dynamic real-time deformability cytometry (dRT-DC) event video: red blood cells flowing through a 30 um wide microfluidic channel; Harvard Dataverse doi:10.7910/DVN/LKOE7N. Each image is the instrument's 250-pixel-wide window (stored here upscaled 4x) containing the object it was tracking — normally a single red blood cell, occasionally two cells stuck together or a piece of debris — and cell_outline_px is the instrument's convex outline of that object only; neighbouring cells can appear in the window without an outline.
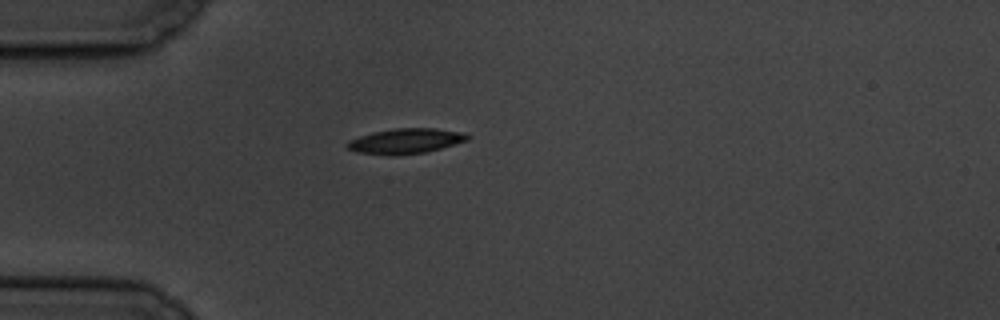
{"species": "common noctule bat (a hibernating species)", "species_latin": "Nyctalus noctula", "temperature_condition": "cold", "stored_images_in_passage": 7, "camera_frame_rate_fps": 3000, "um_per_image_px": 0.085, "animal": {"sex": "male", "body_mass_g": 19.5, "forearm_length_mm": 54.6}, "frame": {"image": 1, "passage_image": 1, "time_ms": 0.0, "image_size_px": [1000, 320], "cell_outline_px": [[472, 136], [468, 140], [440, 148], [424, 152], [392, 156], [356, 152], [348, 148], [344, 144], [348, 140], [372, 132], [396, 128], [436, 128], [464, 132]], "centroid_in_image_um": [34.47, 11.98], "position_along_channel_um": 50.5, "area_um2": 17.74}}
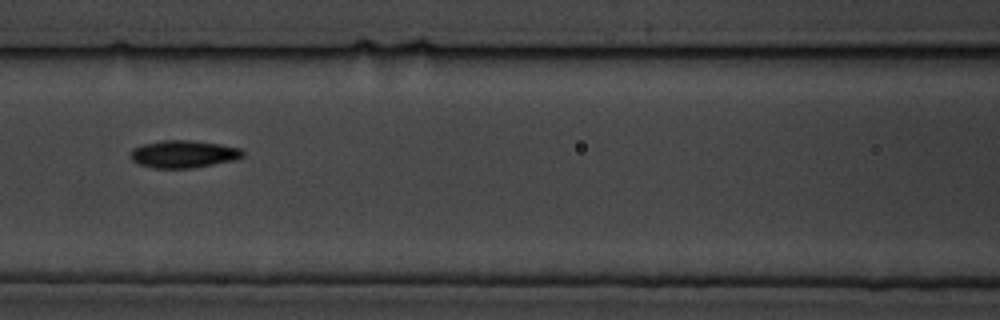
{"frame": {"image": 2, "passage_image": 4, "time_ms": 3.333, "image_size_px": [1000, 320], "cell_outline_px": [[244, 156], [236, 160], [192, 168], [152, 168], [140, 164], [132, 160], [128, 156], [132, 148], [144, 144], [164, 140], [192, 140], [220, 144], [240, 148], [244, 152]], "centroid_in_image_um": [15.6, 13.09], "position_along_channel_um": 151.0, "area_um2": 18.09}}
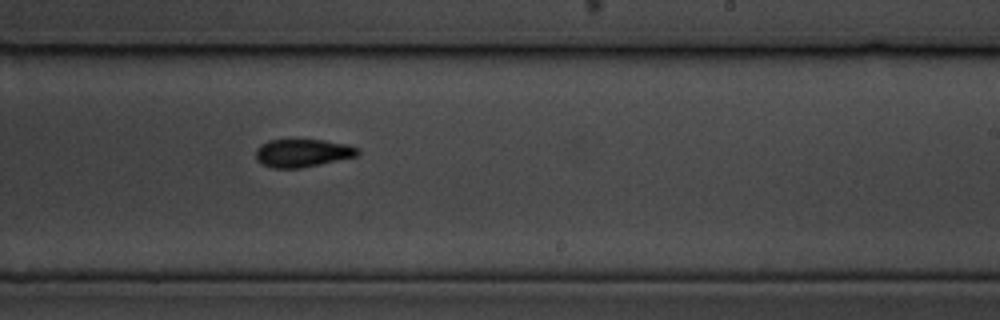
{"frame": {"image": 3, "passage_image": 7, "time_ms": 6.667, "image_size_px": [1000, 320], "cell_outline_px": [[360, 152], [356, 156], [320, 164], [300, 168], [272, 168], [260, 164], [256, 160], [256, 148], [260, 144], [268, 140], [324, 140], [348, 144], [360, 148]], "centroid_in_image_um": [25.7, 13.0], "position_along_channel_um": 263.3, "area_um2": 16.76}}